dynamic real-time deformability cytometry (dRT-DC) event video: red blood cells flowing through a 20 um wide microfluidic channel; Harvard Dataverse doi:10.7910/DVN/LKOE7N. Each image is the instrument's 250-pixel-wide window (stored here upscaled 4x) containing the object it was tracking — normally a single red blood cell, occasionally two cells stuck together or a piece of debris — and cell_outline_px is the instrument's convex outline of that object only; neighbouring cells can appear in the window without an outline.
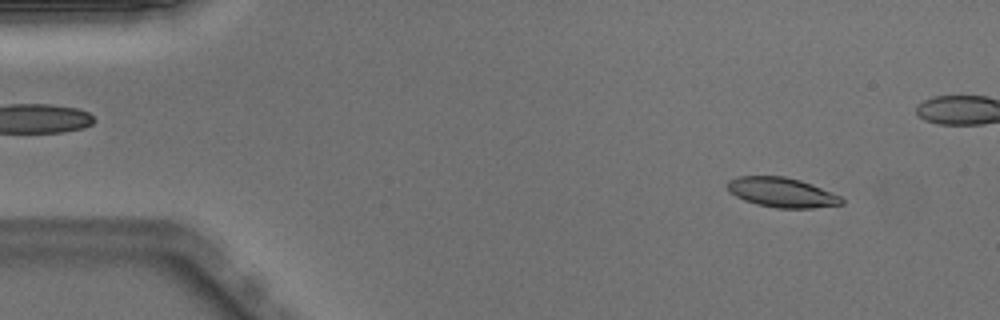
{"species": "Egyptian fruit bat (a non-hibernating species)", "species_latin": "Rousettus aegyptiacus", "temperature_condition": "warm", "stored_images_in_passage": 51, "camera_frame_rate_fps": 3000, "um_per_image_px": 0.085, "animal": {"sex": "male"}, "frame": {"image": 1, "passage_image": 5, "time_ms": 1.333, "image_size_px": [1000, 320], "cell_outline_px": [[844, 204], [812, 208], [776, 208], [756, 204], [744, 200], [728, 192], [724, 184], [728, 180], [736, 176], [784, 176], [800, 180], [812, 184], [840, 196], [844, 200]], "centroid_in_image_um": [66.4, 16.35], "position_along_channel_um": 18.6, "area_um2": 20.0}}
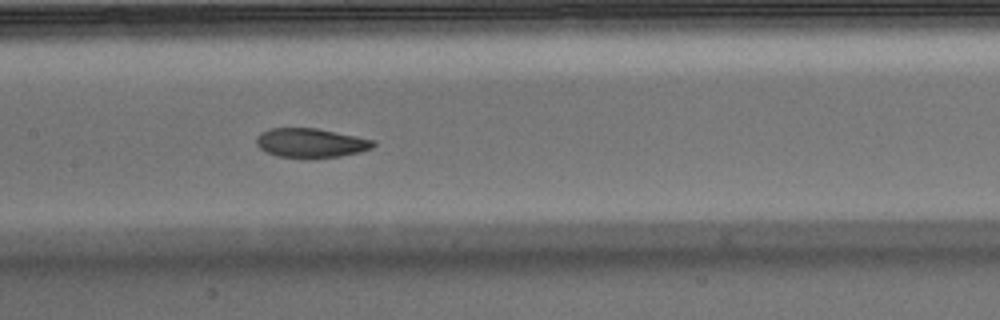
{"frame": {"image": 2, "passage_image": 24, "time_ms": 7.667, "image_size_px": [1000, 320], "cell_outline_px": [[376, 144], [372, 148], [360, 152], [340, 156], [276, 156], [260, 148], [256, 144], [256, 136], [260, 132], [268, 128], [316, 128], [376, 140]], "centroid_in_image_um": [26.42, 12.11], "position_along_channel_um": 181.0, "area_um2": 19.54}}
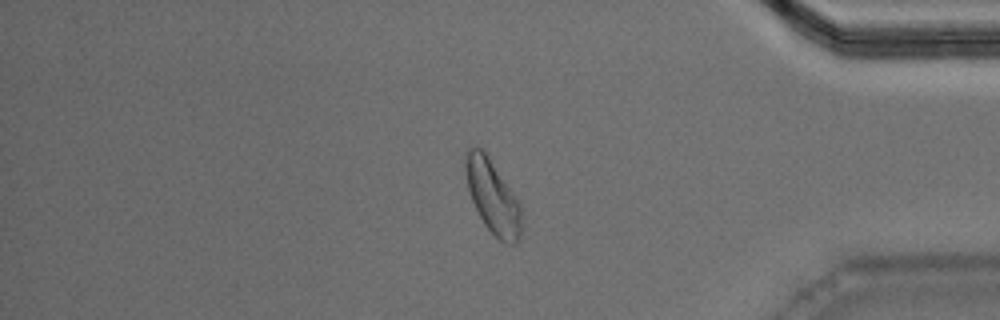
{"frame": {"image": 3, "passage_image": 42, "time_ms": 13.667, "image_size_px": [1000, 320], "cell_outline_px": [[520, 236], [516, 244], [504, 244], [484, 224], [472, 200], [468, 188], [464, 168], [464, 160], [468, 148], [480, 148], [488, 156], [520, 204]], "centroid_in_image_um": [41.85, 16.73], "position_along_channel_um": 393.3, "area_um2": 23.35}, "authors_computed_cell_mechanics": {"area_um2": 20.4034, "velocity_mm_per_s": 3.9916, "shape_relaxation_time_tau1_ms": 4.1001, "shape_relaxation_time_tau2_ms": 2.2595, "deformation_change_tau1": 0.1496, "deformation_change_tau2": 0.0822}}